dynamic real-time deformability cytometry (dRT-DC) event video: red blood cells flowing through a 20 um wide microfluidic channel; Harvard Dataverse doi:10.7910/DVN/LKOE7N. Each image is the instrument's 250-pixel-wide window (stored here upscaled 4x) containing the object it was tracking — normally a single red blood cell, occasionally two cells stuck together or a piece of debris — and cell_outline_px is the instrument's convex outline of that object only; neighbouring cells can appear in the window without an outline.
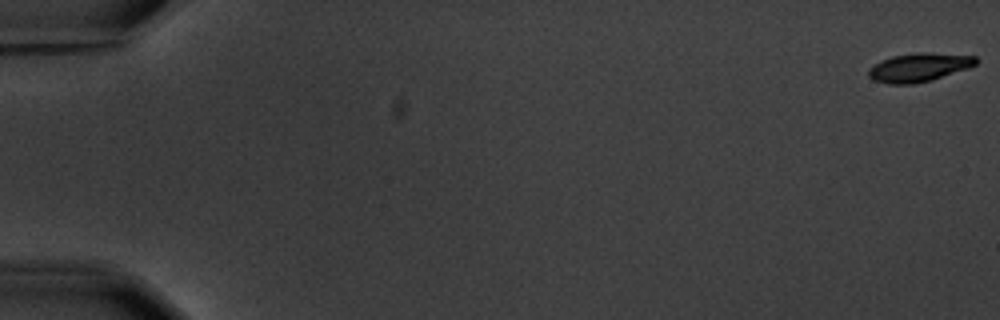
{"species": "common noctule bat (a hibernating species)", "species_latin": "Nyctalus noctula", "temperature_condition": "warm", "stored_images_in_passage": 6, "camera_frame_rate_fps": 3000, "um_per_image_px": 0.085, "animal": {"sex": "male", "body_mass_g": 20.1, "forearm_length_mm": 53.5}, "frame": {"image": 1, "passage_image": 1, "time_ms": 0.0, "image_size_px": [1000, 320], "cell_outline_px": [[976, 64], [968, 68], [932, 80], [912, 84], [888, 84], [872, 80], [868, 76], [868, 68], [880, 60], [892, 56], [916, 52], [920, 52], [976, 56]], "centroid_in_image_um": [78.05, 5.73], "position_along_channel_um": 6.9, "area_um2": 17.92}}
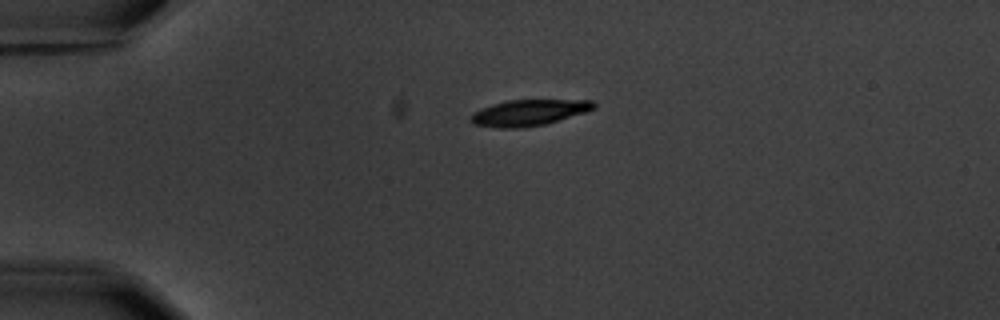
{"frame": {"image": 2, "passage_image": 5, "time_ms": 4.667, "image_size_px": [1000, 320], "cell_outline_px": [[596, 108], [584, 112], [544, 124], [524, 128], [500, 128], [472, 124], [468, 120], [468, 116], [472, 112], [480, 108], [492, 104], [508, 100], [592, 100], [596, 104]], "centroid_in_image_um": [44.86, 9.58], "position_along_channel_um": 40.1, "area_um2": 18.79}}